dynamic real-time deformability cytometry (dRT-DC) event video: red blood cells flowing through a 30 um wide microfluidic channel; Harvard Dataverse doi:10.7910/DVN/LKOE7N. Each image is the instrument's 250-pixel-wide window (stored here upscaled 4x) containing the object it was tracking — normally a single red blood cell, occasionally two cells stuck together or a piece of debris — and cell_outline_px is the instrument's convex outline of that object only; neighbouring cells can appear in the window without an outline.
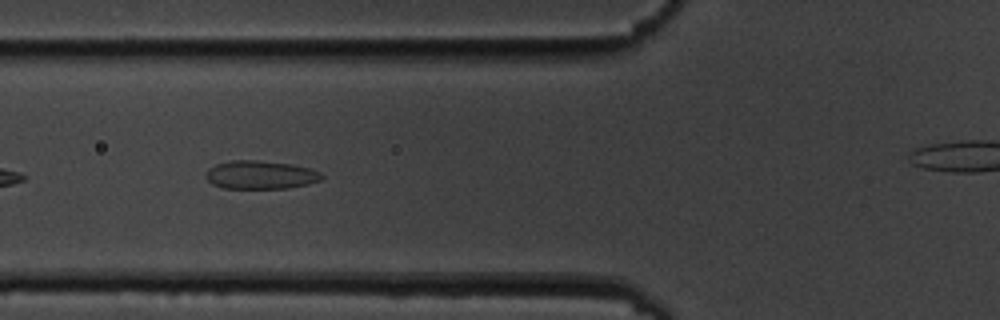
{"species": "common noctule bat (a hibernating species)", "species_latin": "Nyctalus noctula", "temperature_condition": "cold", "stored_images_in_passage": 10, "segment_of_instrument_passage": [1, 2], "camera_frame_rate_fps": 3000, "um_per_image_px": 0.085, "animal": {"sex": "male", "body_mass_g": 19.5, "forearm_length_mm": 54.6}, "frame": {"image": 1, "passage_image": 5, "time_ms": 4.667, "image_size_px": [1000, 320], "cell_outline_px": [[324, 176], [320, 180], [308, 184], [288, 188], [224, 188], [212, 184], [204, 176], [208, 168], [216, 164], [232, 160], [256, 160], [292, 164], [308, 168], [320, 172]], "centroid_in_image_um": [22.12, 14.86], "position_along_channel_um": 103.7, "area_um2": 19.13}}
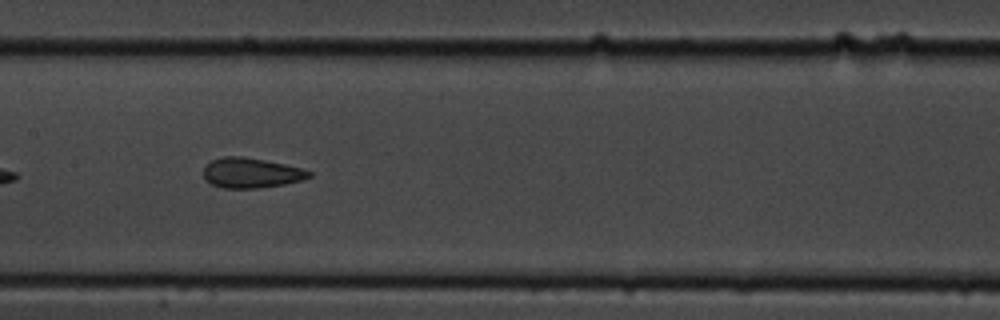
{"frame": {"image": 2, "passage_image": 7, "time_ms": 7.0, "image_size_px": [1000, 320], "cell_outline_px": [[312, 176], [304, 180], [284, 184], [260, 188], [224, 188], [212, 184], [204, 180], [204, 168], [212, 160], [224, 156], [244, 156], [284, 164], [300, 168], [312, 172]], "centroid_in_image_um": [21.35, 14.7], "position_along_channel_um": 186.0, "area_um2": 18.5}}
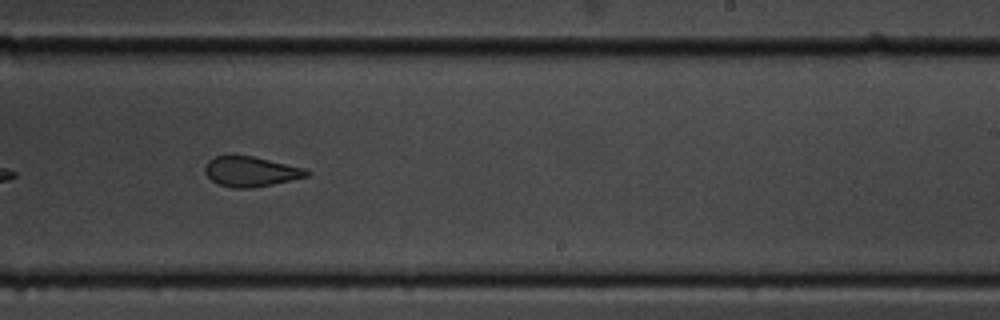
{"frame": {"image": 3, "passage_image": 9, "time_ms": 9.333, "image_size_px": [1000, 320], "cell_outline_px": [[312, 172], [308, 176], [272, 184], [252, 188], [232, 188], [216, 184], [204, 172], [204, 168], [208, 160], [216, 156], [232, 152], [252, 156], [304, 168]], "centroid_in_image_um": [21.25, 14.55], "position_along_channel_um": 267.7, "area_um2": 18.21}}